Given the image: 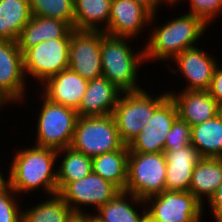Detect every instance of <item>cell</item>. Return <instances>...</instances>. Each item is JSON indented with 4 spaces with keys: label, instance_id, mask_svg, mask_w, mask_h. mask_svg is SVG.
Segmentation results:
<instances>
[{
    "label": "cell",
    "instance_id": "cell-1",
    "mask_svg": "<svg viewBox=\"0 0 222 222\" xmlns=\"http://www.w3.org/2000/svg\"><path fill=\"white\" fill-rule=\"evenodd\" d=\"M13 155L7 184L16 193L21 195L20 193L29 194L33 191L34 194V190L42 189L48 196L58 194L57 150L33 145L19 148Z\"/></svg>",
    "mask_w": 222,
    "mask_h": 222
},
{
    "label": "cell",
    "instance_id": "cell-2",
    "mask_svg": "<svg viewBox=\"0 0 222 222\" xmlns=\"http://www.w3.org/2000/svg\"><path fill=\"white\" fill-rule=\"evenodd\" d=\"M155 18L157 19L156 14L151 16V33L147 34V44H144L145 61H161L164 66L167 65L166 61L170 62L186 49L198 46V40L209 28L199 17L191 13L171 18L165 24L163 21L162 26L155 24ZM155 25L156 27H153Z\"/></svg>",
    "mask_w": 222,
    "mask_h": 222
},
{
    "label": "cell",
    "instance_id": "cell-3",
    "mask_svg": "<svg viewBox=\"0 0 222 222\" xmlns=\"http://www.w3.org/2000/svg\"><path fill=\"white\" fill-rule=\"evenodd\" d=\"M132 38L117 37L101 33L102 76L106 77L122 92L141 90L139 83L140 65H144L143 48L134 50L128 45ZM128 41V42H127ZM133 49V50H132Z\"/></svg>",
    "mask_w": 222,
    "mask_h": 222
},
{
    "label": "cell",
    "instance_id": "cell-4",
    "mask_svg": "<svg viewBox=\"0 0 222 222\" xmlns=\"http://www.w3.org/2000/svg\"><path fill=\"white\" fill-rule=\"evenodd\" d=\"M146 90L122 92L113 111L121 140L129 145L153 116L155 109L169 96L165 91L151 95Z\"/></svg>",
    "mask_w": 222,
    "mask_h": 222
},
{
    "label": "cell",
    "instance_id": "cell-5",
    "mask_svg": "<svg viewBox=\"0 0 222 222\" xmlns=\"http://www.w3.org/2000/svg\"><path fill=\"white\" fill-rule=\"evenodd\" d=\"M40 95V96H39ZM34 145L60 150L71 145L78 113L75 109L50 102L41 93Z\"/></svg>",
    "mask_w": 222,
    "mask_h": 222
},
{
    "label": "cell",
    "instance_id": "cell-6",
    "mask_svg": "<svg viewBox=\"0 0 222 222\" xmlns=\"http://www.w3.org/2000/svg\"><path fill=\"white\" fill-rule=\"evenodd\" d=\"M121 140L113 114L105 116L78 117L71 147L91 158L122 149Z\"/></svg>",
    "mask_w": 222,
    "mask_h": 222
},
{
    "label": "cell",
    "instance_id": "cell-7",
    "mask_svg": "<svg viewBox=\"0 0 222 222\" xmlns=\"http://www.w3.org/2000/svg\"><path fill=\"white\" fill-rule=\"evenodd\" d=\"M166 182V158L162 153L129 150L125 192L142 200L162 193Z\"/></svg>",
    "mask_w": 222,
    "mask_h": 222
},
{
    "label": "cell",
    "instance_id": "cell-8",
    "mask_svg": "<svg viewBox=\"0 0 222 222\" xmlns=\"http://www.w3.org/2000/svg\"><path fill=\"white\" fill-rule=\"evenodd\" d=\"M71 31L62 39L45 40L23 53L25 76H31L38 84L69 68Z\"/></svg>",
    "mask_w": 222,
    "mask_h": 222
},
{
    "label": "cell",
    "instance_id": "cell-9",
    "mask_svg": "<svg viewBox=\"0 0 222 222\" xmlns=\"http://www.w3.org/2000/svg\"><path fill=\"white\" fill-rule=\"evenodd\" d=\"M145 204L147 216L157 222H201L206 208L190 191L164 190Z\"/></svg>",
    "mask_w": 222,
    "mask_h": 222
},
{
    "label": "cell",
    "instance_id": "cell-10",
    "mask_svg": "<svg viewBox=\"0 0 222 222\" xmlns=\"http://www.w3.org/2000/svg\"><path fill=\"white\" fill-rule=\"evenodd\" d=\"M102 32L71 30L69 68L86 80H93L102 76Z\"/></svg>",
    "mask_w": 222,
    "mask_h": 222
},
{
    "label": "cell",
    "instance_id": "cell-11",
    "mask_svg": "<svg viewBox=\"0 0 222 222\" xmlns=\"http://www.w3.org/2000/svg\"><path fill=\"white\" fill-rule=\"evenodd\" d=\"M119 192L120 190L114 184L91 173L82 179L69 182L58 195L73 211L86 212V206L95 207L96 211Z\"/></svg>",
    "mask_w": 222,
    "mask_h": 222
},
{
    "label": "cell",
    "instance_id": "cell-12",
    "mask_svg": "<svg viewBox=\"0 0 222 222\" xmlns=\"http://www.w3.org/2000/svg\"><path fill=\"white\" fill-rule=\"evenodd\" d=\"M27 78L23 68V53L15 41H0V96L8 103H24ZM10 102V103H9Z\"/></svg>",
    "mask_w": 222,
    "mask_h": 222
},
{
    "label": "cell",
    "instance_id": "cell-13",
    "mask_svg": "<svg viewBox=\"0 0 222 222\" xmlns=\"http://www.w3.org/2000/svg\"><path fill=\"white\" fill-rule=\"evenodd\" d=\"M178 118L175 102L168 96L154 111L145 127L128 145L131 152L162 153L166 136Z\"/></svg>",
    "mask_w": 222,
    "mask_h": 222
},
{
    "label": "cell",
    "instance_id": "cell-14",
    "mask_svg": "<svg viewBox=\"0 0 222 222\" xmlns=\"http://www.w3.org/2000/svg\"><path fill=\"white\" fill-rule=\"evenodd\" d=\"M216 56L205 52L199 46L186 49L177 55L172 63L175 62L177 68L168 67L171 73L182 74L186 84L182 90L189 91H208L215 67L219 64ZM175 68V69H174ZM179 70V71H178Z\"/></svg>",
    "mask_w": 222,
    "mask_h": 222
},
{
    "label": "cell",
    "instance_id": "cell-15",
    "mask_svg": "<svg viewBox=\"0 0 222 222\" xmlns=\"http://www.w3.org/2000/svg\"><path fill=\"white\" fill-rule=\"evenodd\" d=\"M152 14L134 0H112L106 34L135 39L150 29ZM148 27V28H144Z\"/></svg>",
    "mask_w": 222,
    "mask_h": 222
},
{
    "label": "cell",
    "instance_id": "cell-16",
    "mask_svg": "<svg viewBox=\"0 0 222 222\" xmlns=\"http://www.w3.org/2000/svg\"><path fill=\"white\" fill-rule=\"evenodd\" d=\"M87 83L88 80L67 68L48 78L39 89L50 102L77 110Z\"/></svg>",
    "mask_w": 222,
    "mask_h": 222
},
{
    "label": "cell",
    "instance_id": "cell-17",
    "mask_svg": "<svg viewBox=\"0 0 222 222\" xmlns=\"http://www.w3.org/2000/svg\"><path fill=\"white\" fill-rule=\"evenodd\" d=\"M175 102L178 117L191 127L218 115L222 108L208 91H167Z\"/></svg>",
    "mask_w": 222,
    "mask_h": 222
},
{
    "label": "cell",
    "instance_id": "cell-18",
    "mask_svg": "<svg viewBox=\"0 0 222 222\" xmlns=\"http://www.w3.org/2000/svg\"><path fill=\"white\" fill-rule=\"evenodd\" d=\"M166 191H189L195 165L203 158L192 144L180 150H164Z\"/></svg>",
    "mask_w": 222,
    "mask_h": 222
},
{
    "label": "cell",
    "instance_id": "cell-19",
    "mask_svg": "<svg viewBox=\"0 0 222 222\" xmlns=\"http://www.w3.org/2000/svg\"><path fill=\"white\" fill-rule=\"evenodd\" d=\"M122 94L106 77L88 80L86 91L76 110L79 117L105 116L113 114L117 101Z\"/></svg>",
    "mask_w": 222,
    "mask_h": 222
},
{
    "label": "cell",
    "instance_id": "cell-20",
    "mask_svg": "<svg viewBox=\"0 0 222 222\" xmlns=\"http://www.w3.org/2000/svg\"><path fill=\"white\" fill-rule=\"evenodd\" d=\"M73 27L65 21L32 15L17 40L22 53L45 40L64 38Z\"/></svg>",
    "mask_w": 222,
    "mask_h": 222
},
{
    "label": "cell",
    "instance_id": "cell-21",
    "mask_svg": "<svg viewBox=\"0 0 222 222\" xmlns=\"http://www.w3.org/2000/svg\"><path fill=\"white\" fill-rule=\"evenodd\" d=\"M140 207L143 210L140 211ZM95 212L93 216L100 222H145L147 216L145 201L125 191H120Z\"/></svg>",
    "mask_w": 222,
    "mask_h": 222
},
{
    "label": "cell",
    "instance_id": "cell-22",
    "mask_svg": "<svg viewBox=\"0 0 222 222\" xmlns=\"http://www.w3.org/2000/svg\"><path fill=\"white\" fill-rule=\"evenodd\" d=\"M221 184L222 158L203 157L193 169L189 191L203 204Z\"/></svg>",
    "mask_w": 222,
    "mask_h": 222
},
{
    "label": "cell",
    "instance_id": "cell-23",
    "mask_svg": "<svg viewBox=\"0 0 222 222\" xmlns=\"http://www.w3.org/2000/svg\"><path fill=\"white\" fill-rule=\"evenodd\" d=\"M129 147L106 152L92 158V173L101 176L124 191L127 184Z\"/></svg>",
    "mask_w": 222,
    "mask_h": 222
},
{
    "label": "cell",
    "instance_id": "cell-24",
    "mask_svg": "<svg viewBox=\"0 0 222 222\" xmlns=\"http://www.w3.org/2000/svg\"><path fill=\"white\" fill-rule=\"evenodd\" d=\"M111 1L74 0L73 29L104 32L109 23Z\"/></svg>",
    "mask_w": 222,
    "mask_h": 222
},
{
    "label": "cell",
    "instance_id": "cell-25",
    "mask_svg": "<svg viewBox=\"0 0 222 222\" xmlns=\"http://www.w3.org/2000/svg\"><path fill=\"white\" fill-rule=\"evenodd\" d=\"M31 16L29 0H2L0 4V41L17 42Z\"/></svg>",
    "mask_w": 222,
    "mask_h": 222
},
{
    "label": "cell",
    "instance_id": "cell-26",
    "mask_svg": "<svg viewBox=\"0 0 222 222\" xmlns=\"http://www.w3.org/2000/svg\"><path fill=\"white\" fill-rule=\"evenodd\" d=\"M191 144L202 157L222 158V111L191 127Z\"/></svg>",
    "mask_w": 222,
    "mask_h": 222
},
{
    "label": "cell",
    "instance_id": "cell-27",
    "mask_svg": "<svg viewBox=\"0 0 222 222\" xmlns=\"http://www.w3.org/2000/svg\"><path fill=\"white\" fill-rule=\"evenodd\" d=\"M57 157L61 158V163L57 166L58 193L69 182L77 181L92 173V158L71 146L57 150Z\"/></svg>",
    "mask_w": 222,
    "mask_h": 222
},
{
    "label": "cell",
    "instance_id": "cell-28",
    "mask_svg": "<svg viewBox=\"0 0 222 222\" xmlns=\"http://www.w3.org/2000/svg\"><path fill=\"white\" fill-rule=\"evenodd\" d=\"M23 210L22 222H65L73 211L69 205L58 195L43 199Z\"/></svg>",
    "mask_w": 222,
    "mask_h": 222
},
{
    "label": "cell",
    "instance_id": "cell-29",
    "mask_svg": "<svg viewBox=\"0 0 222 222\" xmlns=\"http://www.w3.org/2000/svg\"><path fill=\"white\" fill-rule=\"evenodd\" d=\"M34 16L50 17L74 24V0H29Z\"/></svg>",
    "mask_w": 222,
    "mask_h": 222
},
{
    "label": "cell",
    "instance_id": "cell-30",
    "mask_svg": "<svg viewBox=\"0 0 222 222\" xmlns=\"http://www.w3.org/2000/svg\"><path fill=\"white\" fill-rule=\"evenodd\" d=\"M18 196L7 183L0 186V222H22L23 207Z\"/></svg>",
    "mask_w": 222,
    "mask_h": 222
},
{
    "label": "cell",
    "instance_id": "cell-31",
    "mask_svg": "<svg viewBox=\"0 0 222 222\" xmlns=\"http://www.w3.org/2000/svg\"><path fill=\"white\" fill-rule=\"evenodd\" d=\"M183 0H173L175 5ZM186 1V0H185ZM189 12L199 17L207 26H210L217 17L222 15V0H187ZM221 13V14H220Z\"/></svg>",
    "mask_w": 222,
    "mask_h": 222
},
{
    "label": "cell",
    "instance_id": "cell-32",
    "mask_svg": "<svg viewBox=\"0 0 222 222\" xmlns=\"http://www.w3.org/2000/svg\"><path fill=\"white\" fill-rule=\"evenodd\" d=\"M191 144V126L179 117L167 133L164 150H180Z\"/></svg>",
    "mask_w": 222,
    "mask_h": 222
},
{
    "label": "cell",
    "instance_id": "cell-33",
    "mask_svg": "<svg viewBox=\"0 0 222 222\" xmlns=\"http://www.w3.org/2000/svg\"><path fill=\"white\" fill-rule=\"evenodd\" d=\"M222 64H218L213 73L208 92L216 100L217 104L222 108Z\"/></svg>",
    "mask_w": 222,
    "mask_h": 222
},
{
    "label": "cell",
    "instance_id": "cell-34",
    "mask_svg": "<svg viewBox=\"0 0 222 222\" xmlns=\"http://www.w3.org/2000/svg\"><path fill=\"white\" fill-rule=\"evenodd\" d=\"M208 206L211 208L213 217H217L222 215V184L217 188V190L213 193L210 199L207 201Z\"/></svg>",
    "mask_w": 222,
    "mask_h": 222
},
{
    "label": "cell",
    "instance_id": "cell-35",
    "mask_svg": "<svg viewBox=\"0 0 222 222\" xmlns=\"http://www.w3.org/2000/svg\"><path fill=\"white\" fill-rule=\"evenodd\" d=\"M135 2L141 4L143 7H145L152 15L156 14L158 15L157 11L159 10V7L161 5L168 4L167 6H173V8L176 6L173 0H134Z\"/></svg>",
    "mask_w": 222,
    "mask_h": 222
},
{
    "label": "cell",
    "instance_id": "cell-36",
    "mask_svg": "<svg viewBox=\"0 0 222 222\" xmlns=\"http://www.w3.org/2000/svg\"><path fill=\"white\" fill-rule=\"evenodd\" d=\"M93 214L90 212H78V211H72L68 217L66 218L65 222H88L89 218Z\"/></svg>",
    "mask_w": 222,
    "mask_h": 222
},
{
    "label": "cell",
    "instance_id": "cell-37",
    "mask_svg": "<svg viewBox=\"0 0 222 222\" xmlns=\"http://www.w3.org/2000/svg\"><path fill=\"white\" fill-rule=\"evenodd\" d=\"M1 169H3V168L0 167V186H3L4 184L7 183V177L4 176L5 174H3Z\"/></svg>",
    "mask_w": 222,
    "mask_h": 222
},
{
    "label": "cell",
    "instance_id": "cell-38",
    "mask_svg": "<svg viewBox=\"0 0 222 222\" xmlns=\"http://www.w3.org/2000/svg\"><path fill=\"white\" fill-rule=\"evenodd\" d=\"M8 103L0 96V111L3 109L4 106H6Z\"/></svg>",
    "mask_w": 222,
    "mask_h": 222
},
{
    "label": "cell",
    "instance_id": "cell-39",
    "mask_svg": "<svg viewBox=\"0 0 222 222\" xmlns=\"http://www.w3.org/2000/svg\"><path fill=\"white\" fill-rule=\"evenodd\" d=\"M88 222H100L96 217H94L93 215L89 218Z\"/></svg>",
    "mask_w": 222,
    "mask_h": 222
},
{
    "label": "cell",
    "instance_id": "cell-40",
    "mask_svg": "<svg viewBox=\"0 0 222 222\" xmlns=\"http://www.w3.org/2000/svg\"><path fill=\"white\" fill-rule=\"evenodd\" d=\"M214 221L215 222H222V215L217 216Z\"/></svg>",
    "mask_w": 222,
    "mask_h": 222
},
{
    "label": "cell",
    "instance_id": "cell-41",
    "mask_svg": "<svg viewBox=\"0 0 222 222\" xmlns=\"http://www.w3.org/2000/svg\"><path fill=\"white\" fill-rule=\"evenodd\" d=\"M145 222H157V221H154V220L150 219L148 216H146Z\"/></svg>",
    "mask_w": 222,
    "mask_h": 222
}]
</instances>
